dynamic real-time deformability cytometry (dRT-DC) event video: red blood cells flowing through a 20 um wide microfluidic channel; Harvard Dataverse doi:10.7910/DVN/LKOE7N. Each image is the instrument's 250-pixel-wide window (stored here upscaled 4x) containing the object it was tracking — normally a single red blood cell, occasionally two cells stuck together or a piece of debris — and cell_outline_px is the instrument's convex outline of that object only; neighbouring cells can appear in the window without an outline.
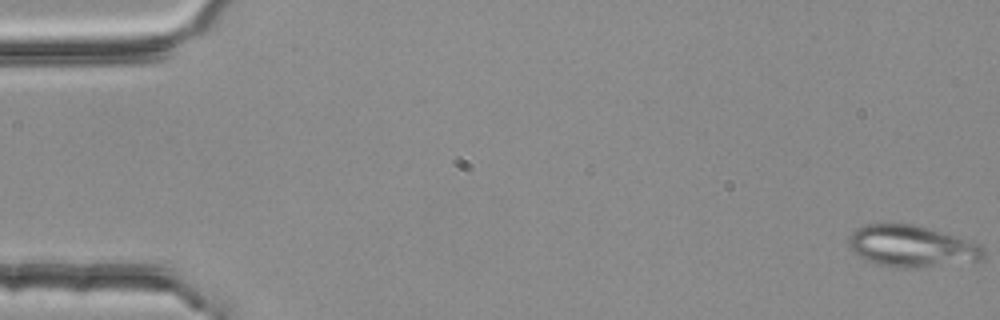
{"species": "common noctule bat (a hibernating species)", "species_latin": "Nyctalus noctula", "temperature_condition": "room temperature", "stored_images_in_passage": 55, "segment_of_instrument_passage": [1, 2], "camera_frame_rate_fps": 3000, "um_per_image_px": 0.085, "animal": {"sex": "female", "body_mass_g": 25.1}, "frame": {"image": 1, "passage_image": 1, "time_ms": 0.0, "image_size_px": [1000, 320], "cell_outline_px": [[984, 256], [980, 260], [916, 268], [904, 268], [876, 264], [860, 256], [848, 244], [848, 236], [856, 228], [868, 224], [912, 224], [928, 228], [976, 244], [984, 248]], "centroid_in_image_um": [77.44, 20.93], "position_along_channel_um": 7.6, "area_um2": 31.91}}